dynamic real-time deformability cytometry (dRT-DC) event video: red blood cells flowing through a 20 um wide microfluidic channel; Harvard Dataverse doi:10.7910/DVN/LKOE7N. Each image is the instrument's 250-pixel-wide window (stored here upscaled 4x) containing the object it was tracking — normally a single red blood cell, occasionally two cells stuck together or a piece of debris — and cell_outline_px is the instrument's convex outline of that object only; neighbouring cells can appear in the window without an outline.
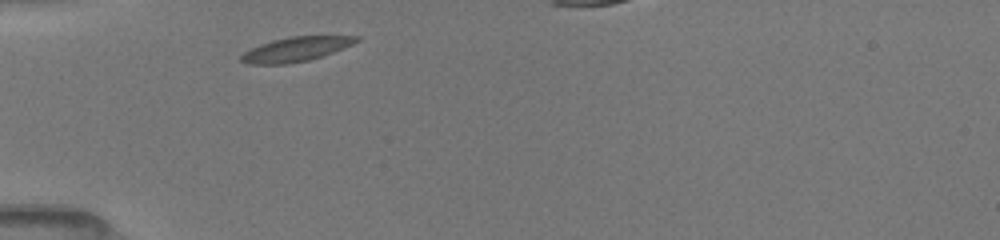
{"species": "common noctule bat (a hibernating species)", "species_latin": "Nyctalus noctula", "temperature_condition": "room temperature", "stored_images_in_passage": 8, "camera_frame_rate_fps": 3000, "um_per_image_px": 0.085, "animal": {"sex": "female", "body_mass_g": 19.5, "forearm_length_mm": 54.1}, "frame": {"image": 1, "passage_image": 1, "time_ms": 0.0, "image_size_px": [1000, 240], "cell_outline_px": [[360, 40], [352, 44], [332, 52], [308, 60], [288, 64], [248, 64], [240, 60], [240, 56], [244, 52], [260, 44], [272, 40], [292, 36], [360, 36]], "centroid_in_image_um": [25.12, 4.18], "position_along_channel_um": 59.9, "area_um2": 16.18}}
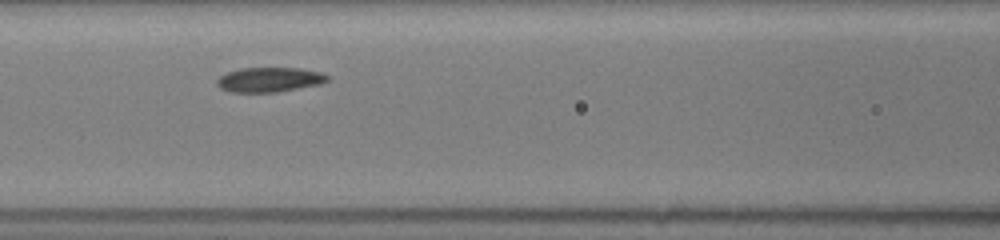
{"frame": {"image": 2, "passage_image": 5, "time_ms": 2.333, "image_size_px": [1000, 240], "cell_outline_px": [[328, 80], [320, 84], [276, 92], [232, 92], [220, 88], [216, 84], [216, 80], [220, 76], [228, 72], [240, 68], [300, 68], [320, 72], [328, 76]], "centroid_in_image_um": [22.87, 6.77], "position_along_channel_um": 143.7, "area_um2": 15.78}}
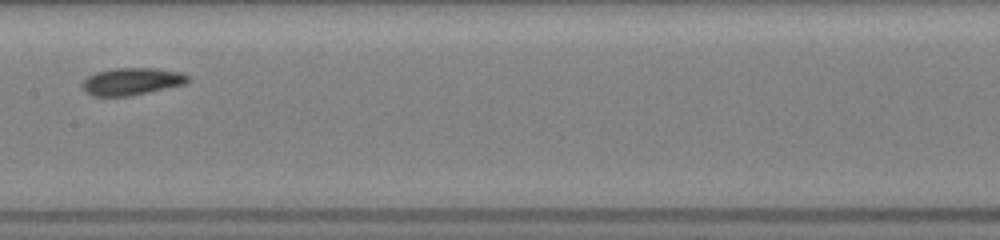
{"frame": {"image": 3, "passage_image": 7, "time_ms": 3.667, "image_size_px": [1000, 240], "cell_outline_px": [[192, 76], [184, 84], [148, 92], [128, 96], [92, 96], [84, 92], [80, 84], [88, 76], [96, 72], [116, 68], [156, 68], [180, 72]], "centroid_in_image_um": [11.17, 6.92], "position_along_channel_um": 196.2, "area_um2": 16.82}}